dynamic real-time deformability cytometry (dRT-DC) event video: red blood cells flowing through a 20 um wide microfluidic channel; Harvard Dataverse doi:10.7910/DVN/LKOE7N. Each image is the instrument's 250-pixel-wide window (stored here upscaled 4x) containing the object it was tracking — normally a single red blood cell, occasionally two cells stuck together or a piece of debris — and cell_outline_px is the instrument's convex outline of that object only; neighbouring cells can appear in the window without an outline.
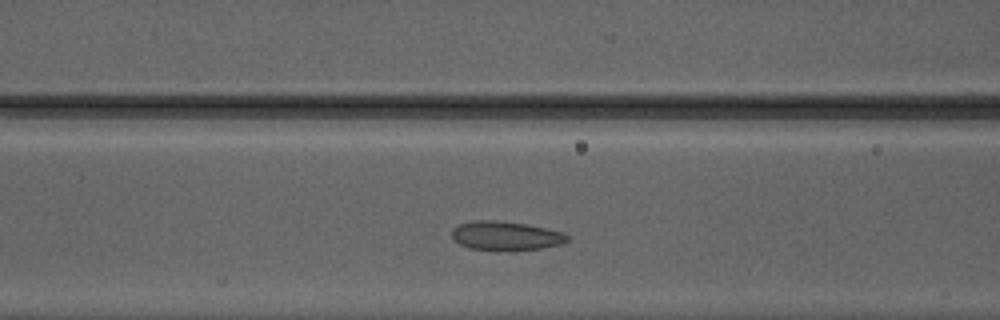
{"species": "Egyptian fruit bat (a non-hibernating species)", "species_latin": "Rousettus aegyptiacus", "temperature_condition": "warm", "stored_images_in_passage": 33, "camera_frame_rate_fps": 3000, "um_per_image_px": 0.085, "animal": {"sex": "male"}, "frame": {"image": 1, "passage_image": 9, "time_ms": 2.667, "image_size_px": [1000, 320], "cell_outline_px": [[568, 240], [564, 244], [540, 248], [500, 252], [468, 248], [452, 240], [452, 228], [460, 224], [472, 220], [496, 220], [528, 224], [564, 232], [568, 236]], "centroid_in_image_um": [42.97, 20.06], "position_along_channel_um": 123.6, "area_um2": 20.06}}
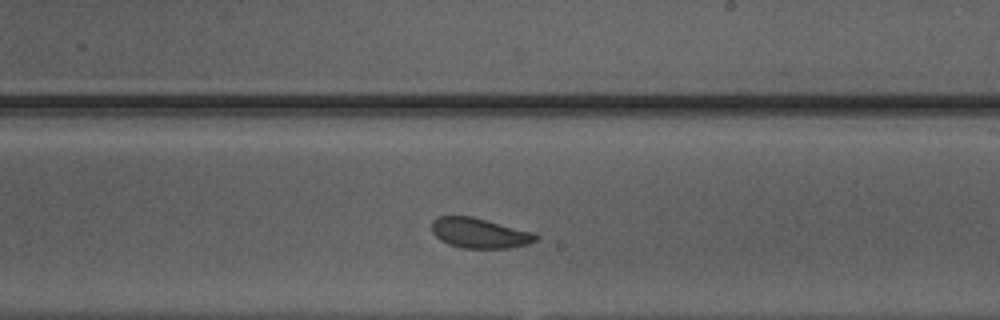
{"frame": {"image": 2, "passage_image": 18, "time_ms": 5.667, "image_size_px": [1000, 320], "cell_outline_px": [[540, 236], [536, 240], [528, 244], [508, 248], [464, 248], [448, 244], [440, 240], [432, 232], [432, 220], [436, 216], [472, 216], [532, 232]], "centroid_in_image_um": [40.73, 19.81], "position_along_channel_um": 248.3, "area_um2": 18.21}}
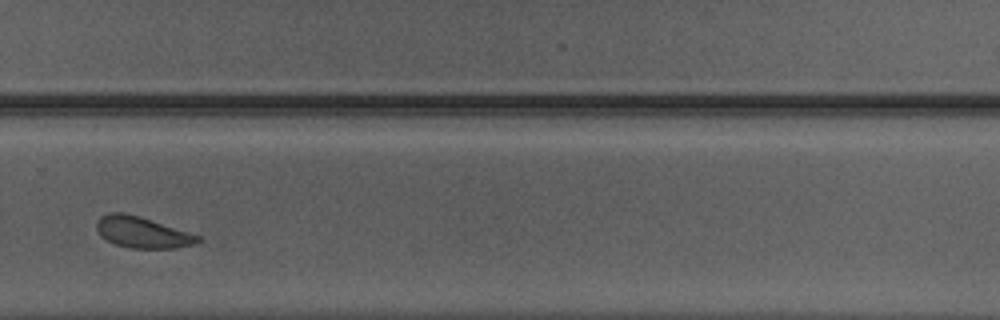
{"frame": {"image": 3, "passage_image": 23, "time_ms": 7.333, "image_size_px": [1000, 320], "cell_outline_px": [[204, 240], [196, 244], [172, 248], [132, 248], [116, 244], [100, 236], [96, 228], [96, 224], [100, 216], [112, 212], [124, 212], [140, 216], [200, 236]], "centroid_in_image_um": [12.1, 19.74], "position_along_channel_um": 317.7, "area_um2": 18.32}, "authors_computed_cell_mechanics": {"area_um2": 18.8428, "velocity_mm_per_s": 4.1684, "shape_relaxation_time_tau1_ms": 8.1252, "shape_relaxation_time_tau2_ms": 1.9008, "deformation_change_tau1": 0.1302, "deformation_change_tau2": 0.0711}}